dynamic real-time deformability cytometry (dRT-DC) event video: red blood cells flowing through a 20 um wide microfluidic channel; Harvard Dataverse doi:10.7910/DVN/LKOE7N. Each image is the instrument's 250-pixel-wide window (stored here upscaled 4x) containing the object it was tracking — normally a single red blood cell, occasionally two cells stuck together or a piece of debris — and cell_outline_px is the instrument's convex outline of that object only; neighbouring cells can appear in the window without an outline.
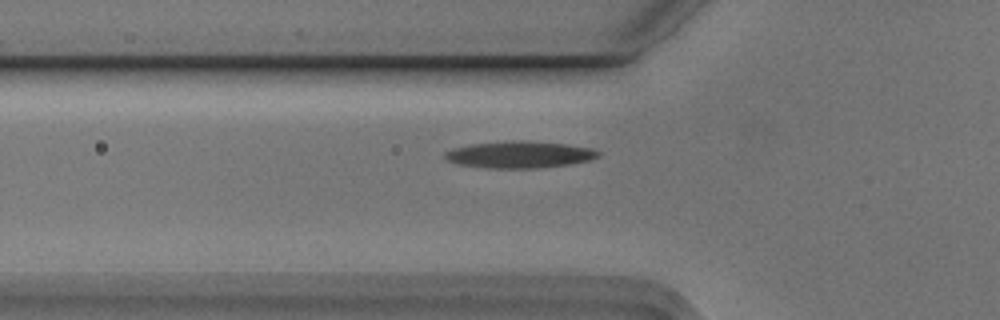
{"species": "Egyptian fruit bat (a non-hibernating species)", "species_latin": "Rousettus aegyptiacus", "temperature_condition": "cold", "stored_images_in_passage": 6, "camera_frame_rate_fps": 3000, "um_per_image_px": 0.085, "animal": {"sex": "male"}, "frame": {"image": 1, "passage_image": 6, "time_ms": 1.667, "image_size_px": [1000, 320], "cell_outline_px": [[600, 156], [588, 160], [568, 164], [536, 168], [488, 168], [460, 164], [448, 160], [444, 156], [444, 152], [452, 148], [468, 144], [512, 140], [524, 140], [564, 144], [592, 148], [600, 152]], "centroid_in_image_um": [44.13, 13.13], "position_along_channel_um": 81.7, "area_um2": 23.87}}